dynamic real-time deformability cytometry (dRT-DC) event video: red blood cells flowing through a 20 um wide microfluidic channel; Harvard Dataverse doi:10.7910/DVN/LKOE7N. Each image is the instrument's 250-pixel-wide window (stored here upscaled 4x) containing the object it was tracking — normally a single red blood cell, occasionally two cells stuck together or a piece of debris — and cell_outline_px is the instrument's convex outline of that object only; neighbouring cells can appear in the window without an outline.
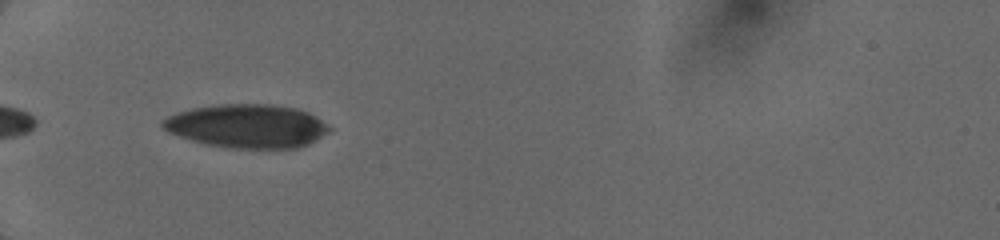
{"species": "human", "species_latin": "Homo sapiens", "temperature_condition": "cold", "stored_images_in_passage": 16, "camera_frame_rate_fps": 3000, "um_per_image_px": 0.085, "donor": {"sex": "female"}, "frame": {"image": 1, "passage_image": 1, "time_ms": 0.0, "image_size_px": [1000, 240], "cell_outline_px": [[332, 128], [328, 132], [308, 144], [296, 148], [228, 148], [204, 144], [168, 132], [160, 124], [160, 120], [176, 112], [192, 108], [220, 104], [272, 104], [296, 108], [308, 112], [316, 116]], "centroid_in_image_um": [20.98, 10.71], "position_along_channel_um": 64.0, "area_um2": 42.43}}
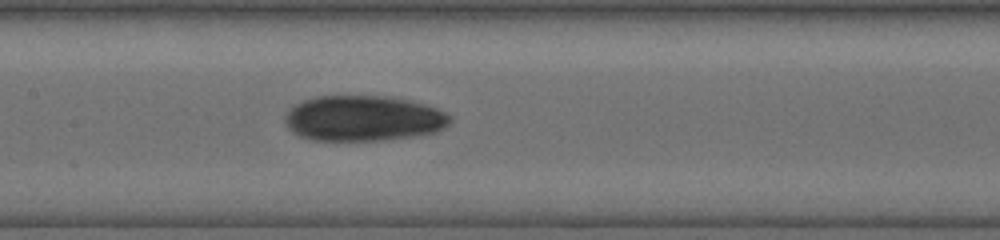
{"frame": {"image": 2, "passage_image": 10, "time_ms": 3.0, "image_size_px": [1000, 240], "cell_outline_px": [[452, 120], [444, 128], [436, 132], [416, 136], [380, 140], [312, 140], [300, 136], [292, 132], [288, 128], [284, 120], [284, 116], [296, 104], [304, 100], [316, 96], [384, 96], [408, 100], [436, 108], [452, 116]], "centroid_in_image_um": [30.88, 10.07], "position_along_channel_um": 176.5, "area_um2": 43.7}}
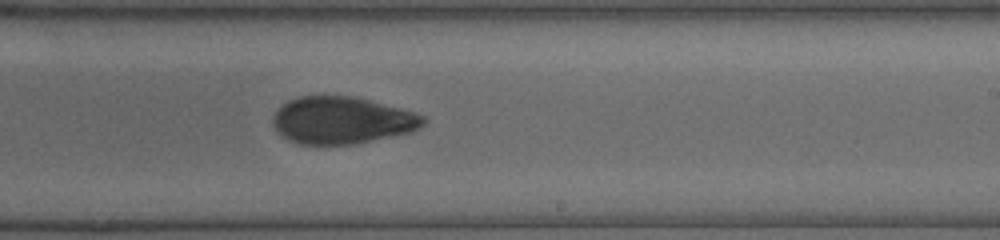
{"frame": {"image": 3, "passage_image": 16, "time_ms": 5.0, "image_size_px": [1000, 240], "cell_outline_px": [[428, 120], [424, 124], [408, 132], [356, 144], [300, 144], [288, 140], [272, 124], [272, 116], [288, 100], [300, 96], [356, 96], [416, 112], [424, 116]], "centroid_in_image_um": [29.08, 10.21], "position_along_channel_um": 259.9, "area_um2": 41.1}}